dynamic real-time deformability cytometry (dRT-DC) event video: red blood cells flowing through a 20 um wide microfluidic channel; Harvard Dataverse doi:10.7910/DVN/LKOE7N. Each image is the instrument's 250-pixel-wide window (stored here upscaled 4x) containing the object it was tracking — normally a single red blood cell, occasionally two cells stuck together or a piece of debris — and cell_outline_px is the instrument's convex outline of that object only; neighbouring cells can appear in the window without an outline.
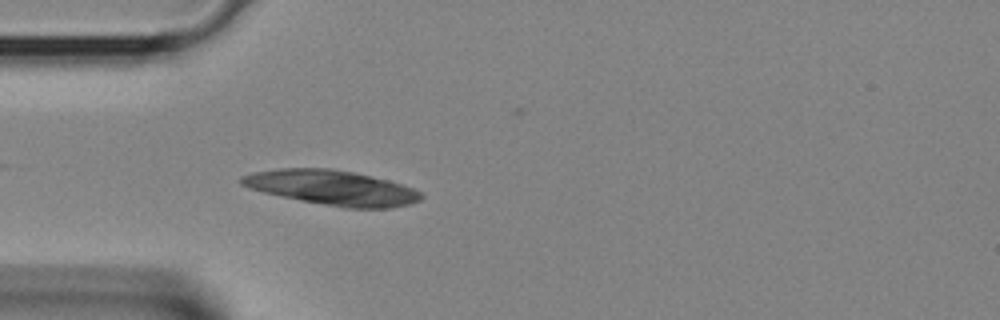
{"species": "Egyptian fruit bat (a non-hibernating species)", "species_latin": "Rousettus aegyptiacus", "temperature_condition": "room temperature", "stored_images_in_passage": 32, "camera_frame_rate_fps": 3000, "um_per_image_px": 0.085, "animal": {"sex": "female"}, "frame": {"image": 1, "passage_image": 5, "time_ms": 1.333, "image_size_px": [1000, 320], "cell_outline_px": [[420, 196], [416, 200], [404, 204], [384, 208], [356, 208], [304, 200], [268, 192], [244, 184], [240, 180], [244, 176], [260, 172], [292, 168], [316, 168], [348, 172], [368, 176], [384, 180], [420, 192]], "centroid_in_image_um": [28.24, 15.95], "position_along_channel_um": 56.8, "area_um2": 33.47}}
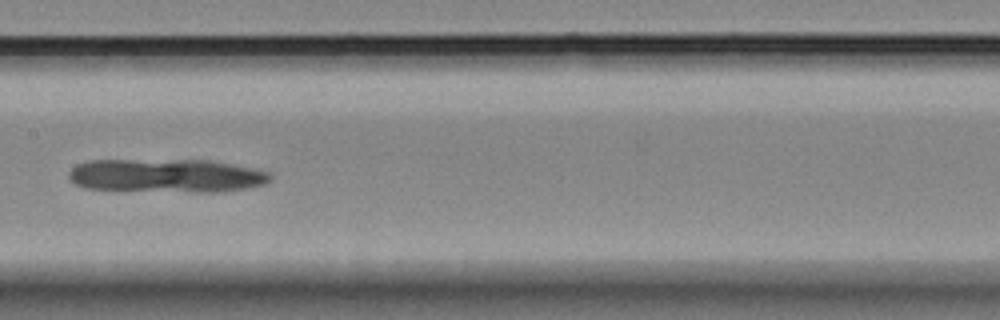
{"frame": {"image": 2, "passage_image": 13, "time_ms": 4.0, "image_size_px": [1000, 320], "cell_outline_px": [[268, 180], [256, 184], [232, 188], [96, 188], [80, 184], [72, 180], [72, 172], [80, 164], [96, 160], [116, 160], [220, 164], [260, 172], [268, 176]], "centroid_in_image_um": [13.86, 14.89], "position_along_channel_um": 193.5, "area_um2": 32.89}}
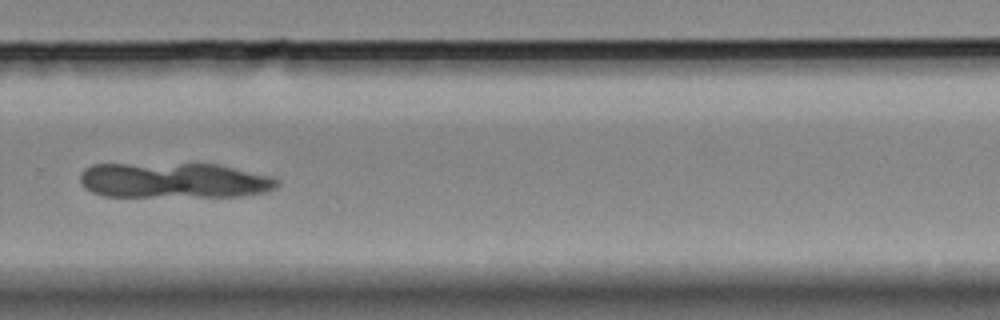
{"frame": {"image": 3, "passage_image": 20, "time_ms": 6.333, "image_size_px": [1000, 320], "cell_outline_px": [[276, 184], [268, 188], [256, 192], [232, 196], [112, 196], [96, 192], [88, 188], [84, 184], [80, 176], [88, 168], [96, 164], [212, 164], [276, 180]], "centroid_in_image_um": [14.61, 15.33], "position_along_channel_um": 315.2, "area_um2": 38.26}}